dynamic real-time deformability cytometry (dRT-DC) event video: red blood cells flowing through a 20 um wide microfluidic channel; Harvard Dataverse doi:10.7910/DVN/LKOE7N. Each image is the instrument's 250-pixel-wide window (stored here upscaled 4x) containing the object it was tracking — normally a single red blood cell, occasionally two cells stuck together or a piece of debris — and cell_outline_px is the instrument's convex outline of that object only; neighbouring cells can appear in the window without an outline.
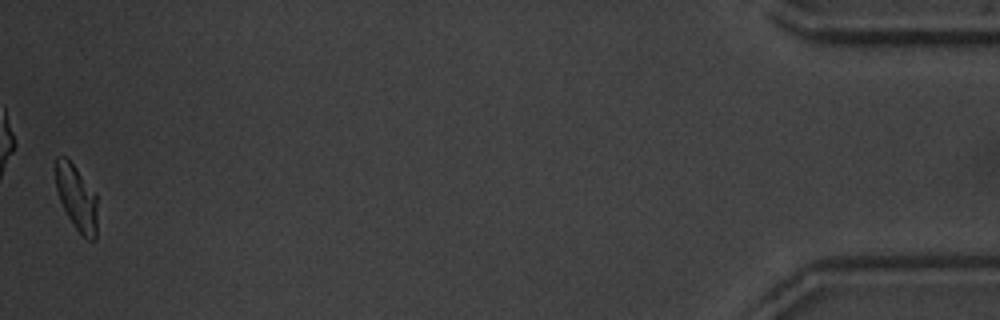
{"species": "common noctule bat (a hibernating species)", "species_latin": "Nyctalus noctula", "temperature_condition": "warm", "stored_images_in_passage": 53, "camera_frame_rate_fps": 3000, "um_per_image_px": 0.085, "animal": {"sex": "male", "body_mass_g": 20.1, "forearm_length_mm": 53.5}, "frame": {"image": 1, "passage_image": 53, "time_ms": 17.333, "image_size_px": [1000, 320], "cell_outline_px": [[96, 240], [88, 240], [76, 228], [68, 216], [60, 200], [56, 188], [56, 156], [64, 156], [72, 164], [96, 192]], "centroid_in_image_um": [6.52, 16.8], "position_along_channel_um": 428.7, "area_um2": 15.49}, "authors_computed_cell_mechanics": {"area_um2": 17.2244, "velocity_mm_per_s": 3.7594, "shape_relaxation_time_tau1_ms": 2.7217, "shape_relaxation_time_tau2_ms": 3.3792, "deformation_change_tau1": 0.1707, "deformation_change_tau2": 0.0893}}